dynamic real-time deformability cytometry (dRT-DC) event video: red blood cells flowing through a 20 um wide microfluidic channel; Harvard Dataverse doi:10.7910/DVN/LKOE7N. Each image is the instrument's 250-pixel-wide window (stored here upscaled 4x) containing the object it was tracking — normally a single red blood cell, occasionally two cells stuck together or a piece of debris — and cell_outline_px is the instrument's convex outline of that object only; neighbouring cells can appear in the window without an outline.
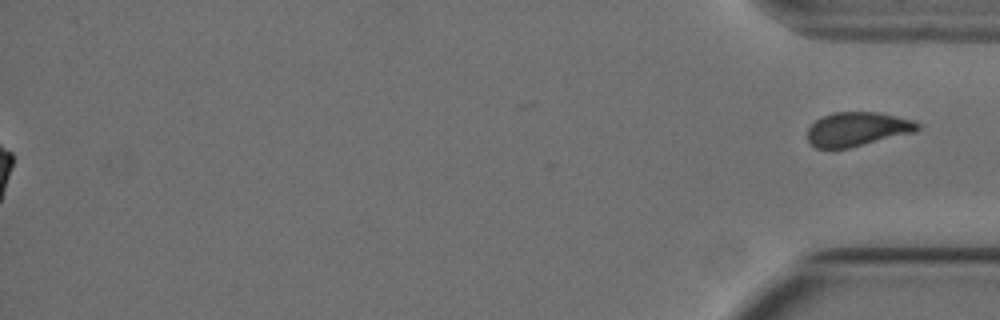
{"species": "Egyptian fruit bat (a non-hibernating species)", "species_latin": "Rousettus aegyptiacus", "temperature_condition": "cold", "stored_images_in_passage": 14, "segment_of_instrument_passage": [2, 2], "camera_frame_rate_fps": 3000, "um_per_image_px": 0.085, "animal": {"sex": "female"}, "frame": {"image": 1, "passage_image": 14, "time_ms": 4.333, "image_size_px": [1000, 320], "cell_outline_px": [[920, 128], [916, 132], [848, 148], [816, 148], [808, 144], [808, 128], [816, 120], [824, 116], [836, 112], [876, 112], [916, 120], [920, 124]], "centroid_in_image_um": [72.9, 10.98], "position_along_channel_um": 362.3, "area_um2": 21.91}}